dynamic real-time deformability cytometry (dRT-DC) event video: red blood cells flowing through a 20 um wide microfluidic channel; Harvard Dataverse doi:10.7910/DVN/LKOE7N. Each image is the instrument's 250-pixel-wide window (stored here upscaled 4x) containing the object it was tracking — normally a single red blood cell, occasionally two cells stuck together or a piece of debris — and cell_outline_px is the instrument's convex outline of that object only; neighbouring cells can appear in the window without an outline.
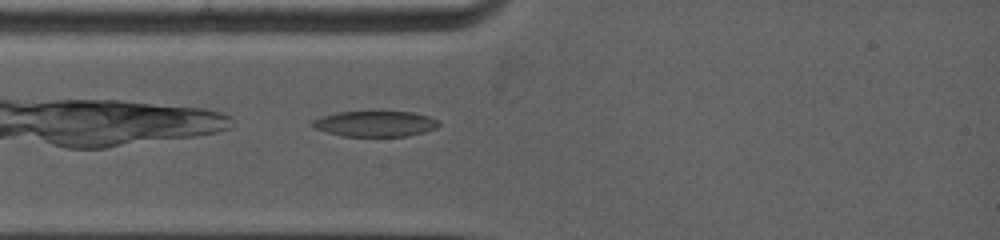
{"species": "common noctule bat (a hibernating species)", "species_latin": "Nyctalus noctula", "temperature_condition": "warm", "stored_images_in_passage": 1, "camera_frame_rate_fps": 5000, "um_per_image_px": 0.085, "animal": {"sex": "female", "body_mass_g": 19.0, "forearm_length_mm": 53.3}, "frame": {"image": 1, "passage_image": 1, "time_ms": 0.0, "image_size_px": [1000, 240], "cell_outline_px": [[440, 124], [436, 128], [424, 132], [408, 136], [344, 136], [328, 132], [316, 128], [312, 124], [312, 120], [320, 116], [340, 112], [412, 112], [428, 116], [436, 120]], "centroid_in_image_um": [31.9, 10.52], "position_along_channel_um": 53.1, "area_um2": 18.61}}